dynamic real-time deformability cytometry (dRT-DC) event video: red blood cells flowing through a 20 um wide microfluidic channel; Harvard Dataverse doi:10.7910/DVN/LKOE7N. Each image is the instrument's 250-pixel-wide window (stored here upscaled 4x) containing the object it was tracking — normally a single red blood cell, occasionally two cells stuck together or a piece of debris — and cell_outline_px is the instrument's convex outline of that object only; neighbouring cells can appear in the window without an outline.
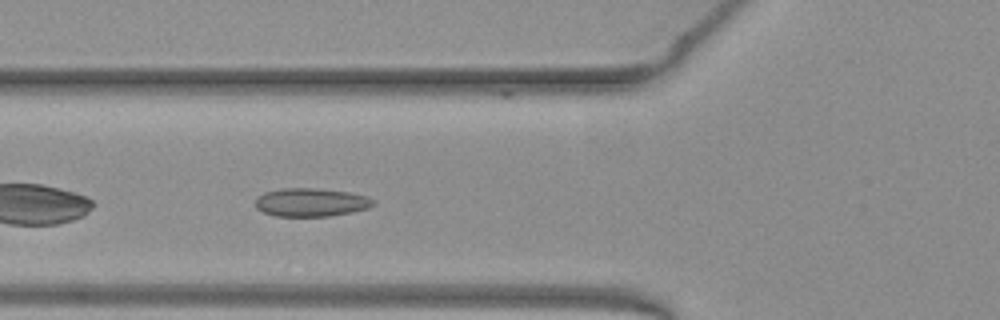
{"species": "common noctule bat (a hibernating species)", "species_latin": "Nyctalus noctula", "temperature_condition": "warm", "stored_images_in_passage": 15, "camera_frame_rate_fps": 3000, "um_per_image_px": 0.085, "animal": {"sex": "female", "body_mass_g": 19.3, "forearm_length_mm": 54.1}, "frame": {"image": 1, "passage_image": 4, "time_ms": 1.0, "image_size_px": [1000, 320], "cell_outline_px": [[376, 204], [368, 208], [352, 212], [328, 216], [276, 216], [264, 212], [256, 208], [256, 196], [264, 192], [280, 188], [312, 188], [348, 192], [364, 196], [376, 200]], "centroid_in_image_um": [26.42, 17.19], "position_along_channel_um": 99.4, "area_um2": 19.48}}
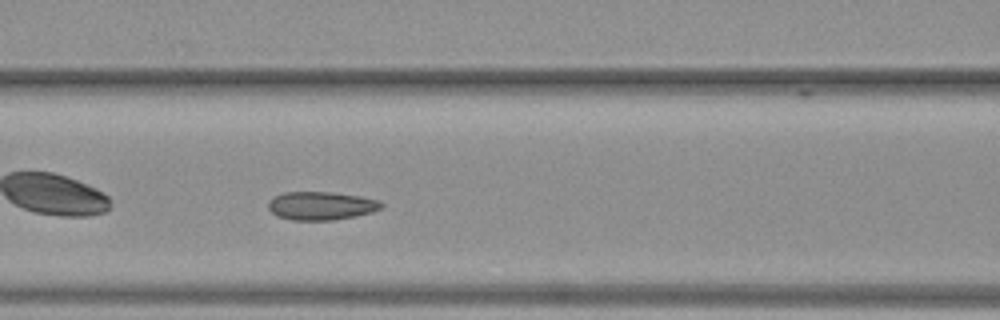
{"frame": {"image": 2, "passage_image": 7, "time_ms": 2.0, "image_size_px": [1000, 320], "cell_outline_px": [[384, 204], [380, 208], [372, 212], [356, 216], [332, 220], [292, 220], [276, 216], [268, 208], [268, 200], [272, 196], [284, 192], [332, 192], [360, 196], [380, 200]], "centroid_in_image_um": [27.27, 17.48], "position_along_channel_um": 139.3, "area_um2": 18.84}}
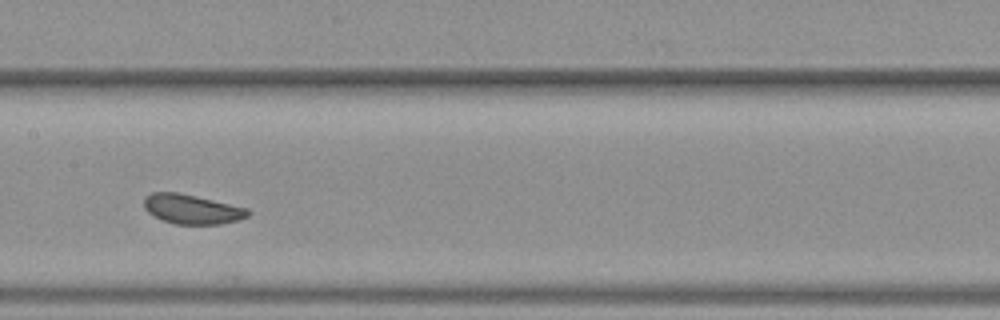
{"frame": {"image": 3, "passage_image": 11, "time_ms": 3.333, "image_size_px": [1000, 320], "cell_outline_px": [[252, 212], [248, 216], [236, 220], [220, 224], [176, 224], [164, 220], [148, 212], [144, 208], [144, 196], [152, 192], [180, 192], [248, 208]], "centroid_in_image_um": [16.32, 17.76], "position_along_channel_um": 191.1, "area_um2": 17.86}}